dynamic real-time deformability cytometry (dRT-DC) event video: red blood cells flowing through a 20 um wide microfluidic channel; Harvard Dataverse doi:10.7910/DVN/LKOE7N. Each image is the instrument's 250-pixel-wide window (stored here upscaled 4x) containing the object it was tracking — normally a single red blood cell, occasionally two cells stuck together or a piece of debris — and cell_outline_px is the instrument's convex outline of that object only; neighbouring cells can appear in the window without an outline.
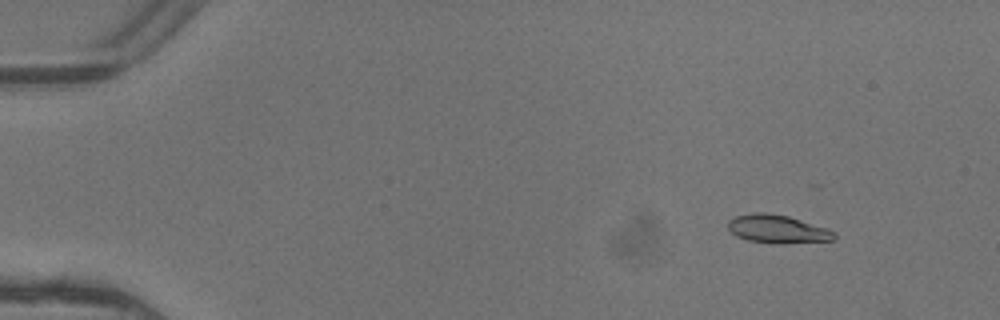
{"species": "common noctule bat (a hibernating species)", "species_latin": "Nyctalus noctula", "temperature_condition": "warm", "stored_images_in_passage": 4, "camera_frame_rate_fps": 3000, "um_per_image_px": 0.085, "animal": {"sex": "female"}, "frame": {"image": 1, "passage_image": 2, "time_ms": 0.333, "image_size_px": [1000, 320], "cell_outline_px": [[836, 240], [784, 244], [776, 244], [748, 240], [736, 236], [728, 228], [728, 220], [736, 216], [752, 212], [768, 212], [788, 216], [828, 228], [836, 232]], "centroid_in_image_um": [66.12, 19.47], "position_along_channel_um": 18.9, "area_um2": 17.8}}